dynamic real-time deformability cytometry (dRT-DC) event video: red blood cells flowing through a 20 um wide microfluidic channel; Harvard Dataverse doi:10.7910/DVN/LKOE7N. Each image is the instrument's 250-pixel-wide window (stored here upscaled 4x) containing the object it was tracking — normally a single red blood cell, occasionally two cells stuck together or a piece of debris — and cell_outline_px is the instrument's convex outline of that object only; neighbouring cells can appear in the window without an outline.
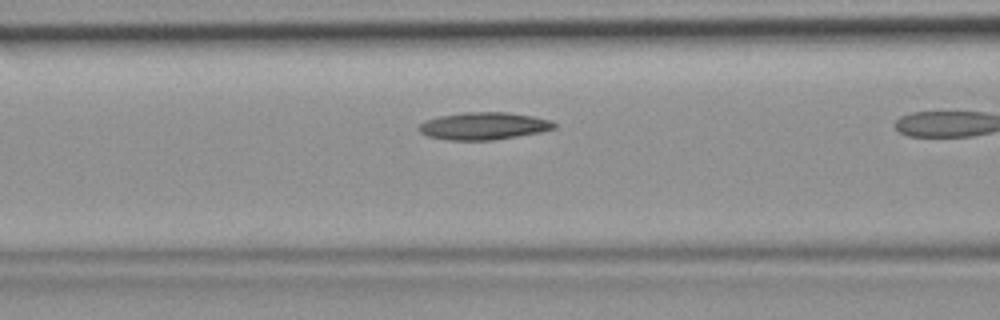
{"species": "common noctule bat (a hibernating species)", "species_latin": "Nyctalus noctula", "temperature_condition": "room temperature", "stored_images_in_passage": 10, "camera_frame_rate_fps": 3000, "um_per_image_px": 0.085, "animal": {"sex": "female", "body_mass_g": 19.9}, "frame": {"image": 1, "passage_image": 9, "time_ms": 2.667, "image_size_px": [1000, 320], "cell_outline_px": [[556, 128], [540, 132], [492, 140], [444, 140], [428, 136], [420, 132], [416, 128], [420, 124], [428, 120], [440, 116], [464, 112], [508, 112], [532, 116], [548, 120], [556, 124]], "centroid_in_image_um": [41.08, 10.71], "position_along_channel_um": 125.5, "area_um2": 21.44}}